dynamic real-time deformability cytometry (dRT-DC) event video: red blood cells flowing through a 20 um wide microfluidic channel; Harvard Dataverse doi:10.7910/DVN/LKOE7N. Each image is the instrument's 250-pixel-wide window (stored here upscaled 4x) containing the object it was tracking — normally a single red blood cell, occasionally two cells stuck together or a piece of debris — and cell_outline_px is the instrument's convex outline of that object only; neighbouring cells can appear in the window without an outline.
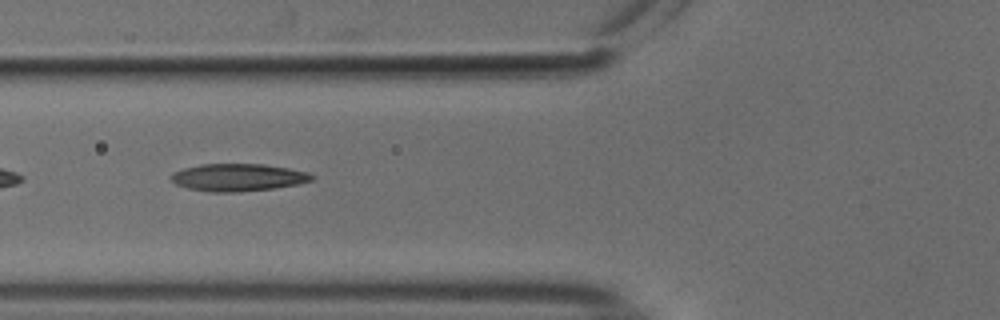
{"species": "common noctule bat (a hibernating species)", "species_latin": "Nyctalus noctula", "temperature_condition": "cold", "stored_images_in_passage": 38, "camera_frame_rate_fps": 3000, "um_per_image_px": 0.085, "animal": {"sex": "male", "body_mass_g": 18.8}, "frame": {"image": 1, "passage_image": 5, "time_ms": 1.333, "image_size_px": [1000, 320], "cell_outline_px": [[316, 176], [312, 180], [300, 184], [272, 188], [236, 192], [208, 192], [188, 188], [176, 184], [172, 180], [172, 172], [184, 168], [200, 164], [264, 164], [288, 168], [308, 172]], "centroid_in_image_um": [20.25, 15.07], "position_along_channel_um": 105.5, "area_um2": 22.48}}
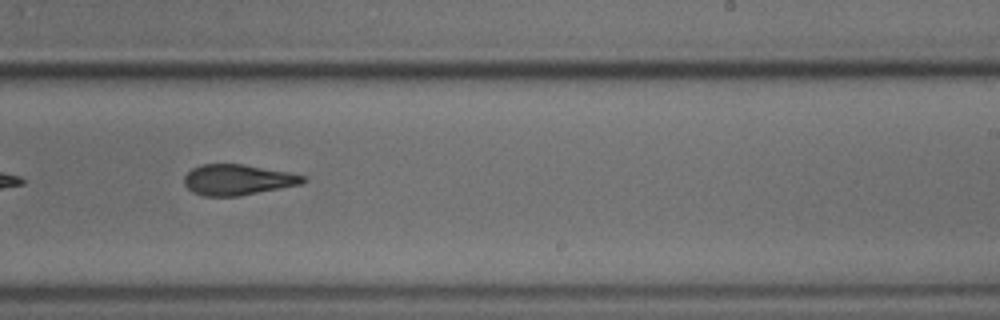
{"frame": {"image": 2, "passage_image": 18, "time_ms": 5.667, "image_size_px": [1000, 320], "cell_outline_px": [[308, 180], [300, 184], [280, 188], [236, 196], [204, 196], [192, 192], [184, 184], [184, 176], [192, 168], [200, 164], [244, 164], [288, 172], [308, 176]], "centroid_in_image_um": [20.2, 15.27], "position_along_channel_um": 268.8, "area_um2": 21.21}}
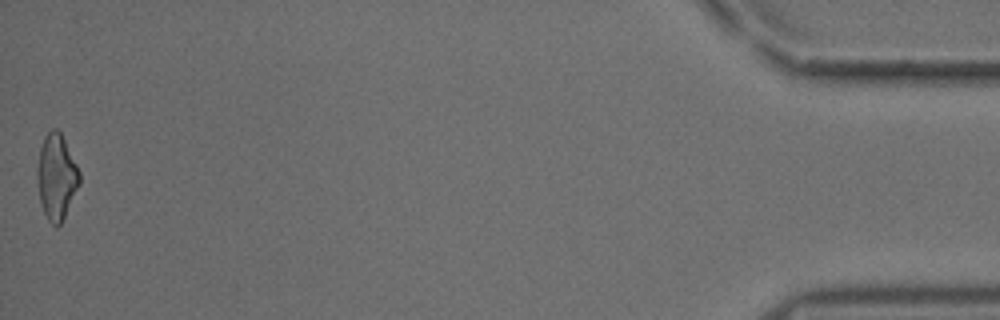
{"frame": {"image": 3, "passage_image": 38, "time_ms": 12.333, "image_size_px": [1000, 320], "cell_outline_px": [[80, 184], [60, 224], [56, 228], [48, 220], [40, 204], [36, 176], [36, 172], [40, 148], [44, 136], [52, 128], [56, 128], [60, 132], [80, 172]], "centroid_in_image_um": [4.78, 15.04], "position_along_channel_um": 430.4, "area_um2": 20.92}, "authors_computed_cell_mechanics": {"area_um2": 21.4727, "velocity_mm_per_s": 3.755, "shape_relaxation_time_tau1_ms": 4.9835, "shape_relaxation_time_tau2_ms": 3.142, "deformation_change_tau1": 0.18, "deformation_change_tau2": 0.1363}}